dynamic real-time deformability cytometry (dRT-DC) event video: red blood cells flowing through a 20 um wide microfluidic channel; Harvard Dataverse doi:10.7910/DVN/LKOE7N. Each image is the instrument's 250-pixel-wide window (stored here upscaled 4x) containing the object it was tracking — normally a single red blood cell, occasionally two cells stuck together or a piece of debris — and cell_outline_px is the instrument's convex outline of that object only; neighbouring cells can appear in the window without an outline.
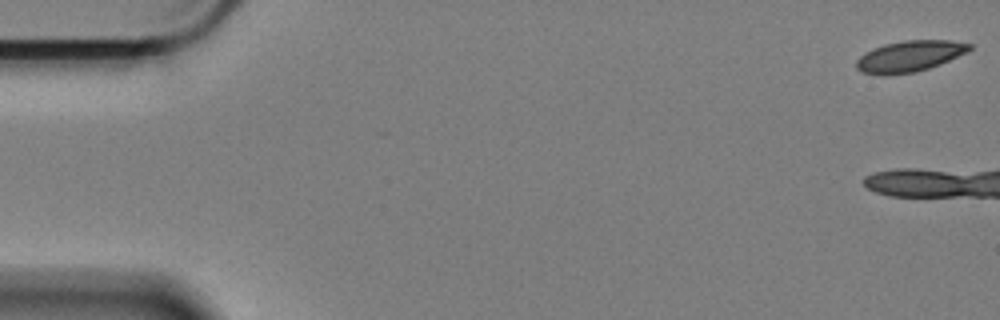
{"species": "Egyptian fruit bat (a non-hibernating species)", "species_latin": "Rousettus aegyptiacus", "temperature_condition": "cold", "stored_images_in_passage": 14, "camera_frame_rate_fps": 3000, "um_per_image_px": 0.085, "animal": {"sex": "female"}, "frame": {"image": 1, "passage_image": 1, "time_ms": 0.0, "image_size_px": [1000, 320], "cell_outline_px": [[972, 48], [968, 52], [940, 64], [916, 72], [884, 76], [864, 72], [856, 68], [856, 60], [860, 56], [884, 44], [904, 40], [952, 40], [972, 44]], "centroid_in_image_um": [77.35, 4.78], "position_along_channel_um": 7.7, "area_um2": 20.46}}